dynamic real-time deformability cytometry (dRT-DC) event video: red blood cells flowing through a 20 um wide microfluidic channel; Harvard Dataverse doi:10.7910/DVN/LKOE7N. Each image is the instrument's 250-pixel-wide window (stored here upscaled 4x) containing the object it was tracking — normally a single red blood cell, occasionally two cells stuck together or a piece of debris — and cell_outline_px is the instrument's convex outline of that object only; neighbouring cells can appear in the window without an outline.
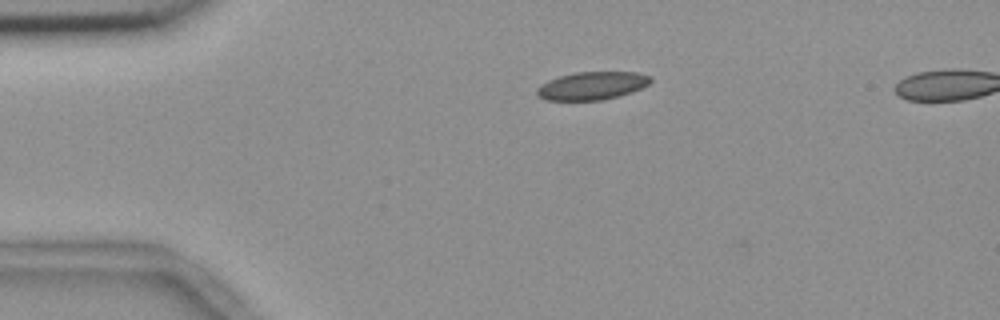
{"species": "common noctule bat (a hibernating species)", "species_latin": "Nyctalus noctula", "temperature_condition": "room temperature", "stored_images_in_passage": 2, "camera_frame_rate_fps": 3000, "um_per_image_px": 0.085, "animal": {"sex": "female", "body_mass_g": 18.4}, "frame": {"image": 1, "passage_image": 1, "time_ms": 0.0, "image_size_px": [1000, 320], "cell_outline_px": [[652, 80], [648, 84], [632, 92], [620, 96], [600, 100], [544, 100], [536, 96], [536, 88], [548, 80], [560, 76], [576, 72], [636, 72], [648, 76]], "centroid_in_image_um": [50.28, 7.29], "position_along_channel_um": 34.7, "area_um2": 18.5}}